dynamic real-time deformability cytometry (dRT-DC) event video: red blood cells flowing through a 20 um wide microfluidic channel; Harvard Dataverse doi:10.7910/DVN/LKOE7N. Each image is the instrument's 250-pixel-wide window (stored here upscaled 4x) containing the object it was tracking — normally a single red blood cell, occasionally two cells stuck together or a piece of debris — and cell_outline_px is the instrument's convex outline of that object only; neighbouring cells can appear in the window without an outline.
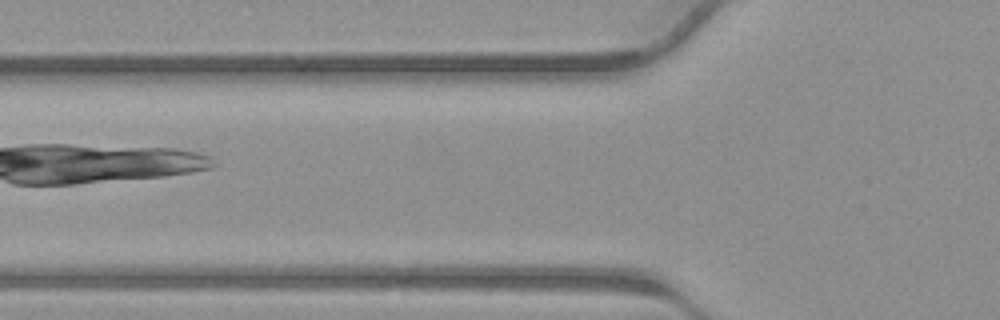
{"species": "common noctule bat (a hibernating species)", "species_latin": "Nyctalus noctula", "temperature_condition": "warm", "stored_images_in_passage": 31, "camera_frame_rate_fps": 3000, "um_per_image_px": 0.085, "animal": {"sex": "male", "body_mass_g": 23.1, "forearm_length_mm": 52.7}, "frame": {"image": 1, "passage_image": 17, "time_ms": 5.333, "image_size_px": [1000, 320], "cell_outline_px": [[168, 172], [132, 176], [84, 180], [56, 180], [72, 156], [80, 152], [132, 152]], "centroid_in_image_um": [9.08, 14.13], "position_along_channel_um": 116.7, "area_um2": 15.84}}
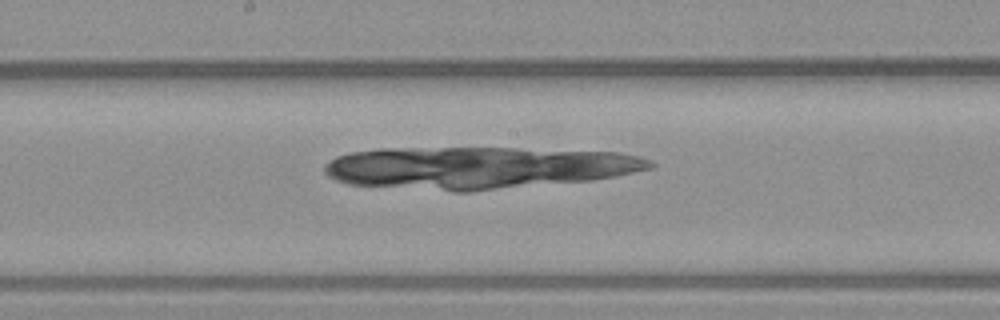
{"frame": {"image": 2, "passage_image": 22, "time_ms": 7.0, "image_size_px": [1000, 320], "cell_outline_px": [[584, 176], [496, 184], [488, 184], [512, 160], [524, 156], [564, 156], [580, 160], [584, 168]], "centroid_in_image_um": [45.84, 14.39], "position_along_channel_um": 202.4, "area_um2": 13.47}}
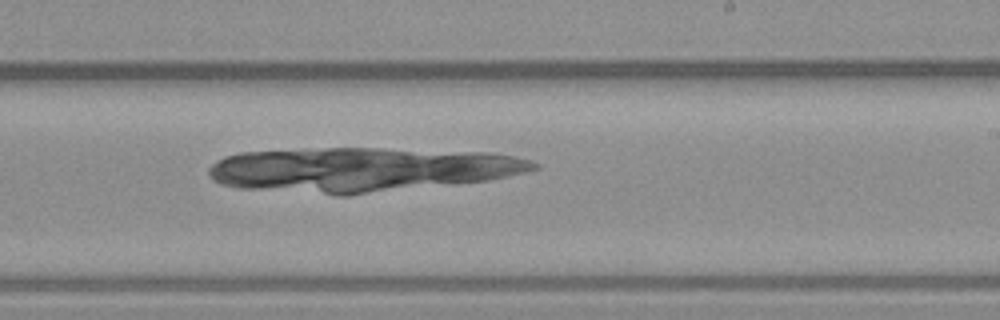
{"frame": {"image": 3, "passage_image": 25, "time_ms": 8.0, "image_size_px": [1000, 320], "cell_outline_px": [[464, 168], [456, 180], [388, 184], [372, 184], [396, 164], [432, 160], [440, 160], [464, 164]], "centroid_in_image_um": [35.85, 14.65], "position_along_channel_um": 253.2, "area_um2": 11.1}}